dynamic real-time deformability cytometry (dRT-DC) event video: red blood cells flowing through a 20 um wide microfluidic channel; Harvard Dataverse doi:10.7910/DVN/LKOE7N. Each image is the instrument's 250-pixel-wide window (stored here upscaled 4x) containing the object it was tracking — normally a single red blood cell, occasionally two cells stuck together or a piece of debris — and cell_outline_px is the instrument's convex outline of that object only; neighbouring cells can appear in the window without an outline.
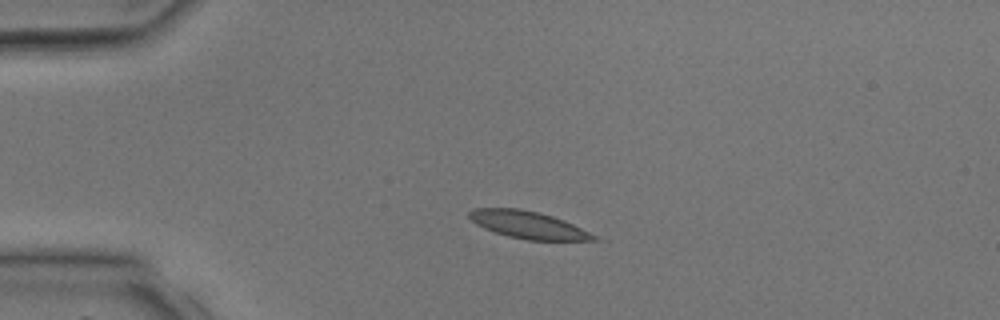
{"species": "common noctule bat (a hibernating species)", "species_latin": "Nyctalus noctula", "temperature_condition": "room temperature", "stored_images_in_passage": 4, "camera_frame_rate_fps": 3000, "um_per_image_px": 0.085, "animal": {"sex": "male", "body_mass_g": 17.9, "forearm_length_mm": 54.2}, "frame": {"image": 1, "passage_image": 2, "time_ms": 1.333, "image_size_px": [1000, 320], "cell_outline_px": [[596, 240], [528, 240], [508, 236], [484, 228], [476, 224], [468, 216], [468, 212], [476, 208], [520, 208], [552, 216], [564, 220], [596, 236]], "centroid_in_image_um": [44.84, 19.1], "position_along_channel_um": 40.2, "area_um2": 19.42}}